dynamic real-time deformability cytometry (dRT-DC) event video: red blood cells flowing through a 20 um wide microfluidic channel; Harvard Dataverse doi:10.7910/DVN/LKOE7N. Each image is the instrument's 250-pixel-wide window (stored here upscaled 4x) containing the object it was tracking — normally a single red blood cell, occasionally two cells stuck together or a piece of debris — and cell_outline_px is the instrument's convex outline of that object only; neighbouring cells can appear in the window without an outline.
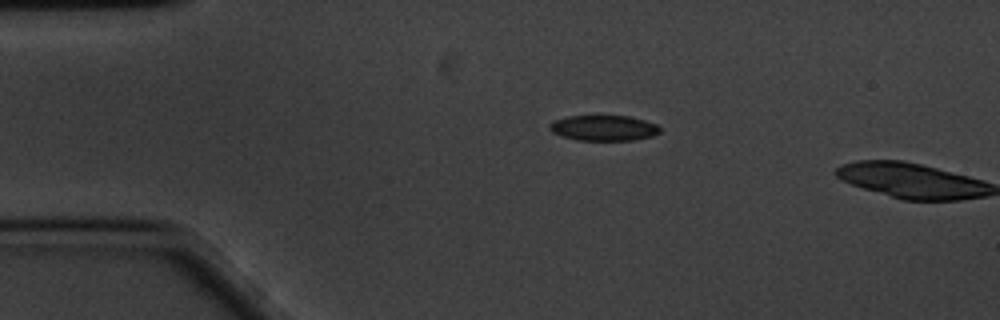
{"species": "common noctule bat (a hibernating species)", "species_latin": "Nyctalus noctula", "temperature_condition": "cold", "stored_images_in_passage": 3, "camera_frame_rate_fps": 3000, "um_per_image_px": 0.085, "animal": {"sex": "male", "body_mass_g": 20.1, "forearm_length_mm": 53.5}, "frame": {"image": 1, "passage_image": 1, "time_ms": 0.0, "image_size_px": [1000, 320], "cell_outline_px": [[660, 132], [652, 136], [632, 140], [576, 140], [552, 132], [548, 128], [548, 124], [552, 120], [568, 116], [628, 116], [644, 120], [656, 124], [660, 128]], "centroid_in_image_um": [51.28, 10.87], "position_along_channel_um": 33.7, "area_um2": 16.36}}